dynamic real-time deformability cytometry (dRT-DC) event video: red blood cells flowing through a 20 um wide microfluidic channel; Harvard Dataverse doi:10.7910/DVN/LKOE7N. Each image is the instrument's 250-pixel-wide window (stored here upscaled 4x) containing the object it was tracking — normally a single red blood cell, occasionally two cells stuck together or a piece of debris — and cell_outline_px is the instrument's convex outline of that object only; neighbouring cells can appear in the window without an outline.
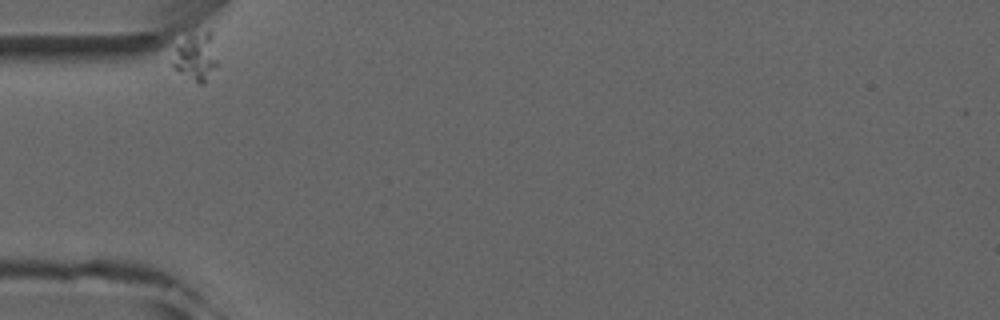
{"species": "common noctule bat (a hibernating species)", "species_latin": "Nyctalus noctula", "temperature_condition": "room temperature", "stored_images_in_passage": 9, "camera_frame_rate_fps": 3000, "um_per_image_px": 0.085, "animal": {"sex": "male", "forearm_length_mm": 52.5}, "frame": {"image": 1, "passage_image": 1, "time_ms": 0.0, "image_size_px": [1000, 320], "cell_outline_px": [[220, 64], [204, 84], [196, 84], [172, 68], [172, 64], [176, 44], [188, 36], [208, 28], [212, 28]], "centroid_in_image_um": [16.73, 4.81], "position_along_channel_um": 68.3, "area_um2": 13.47}}
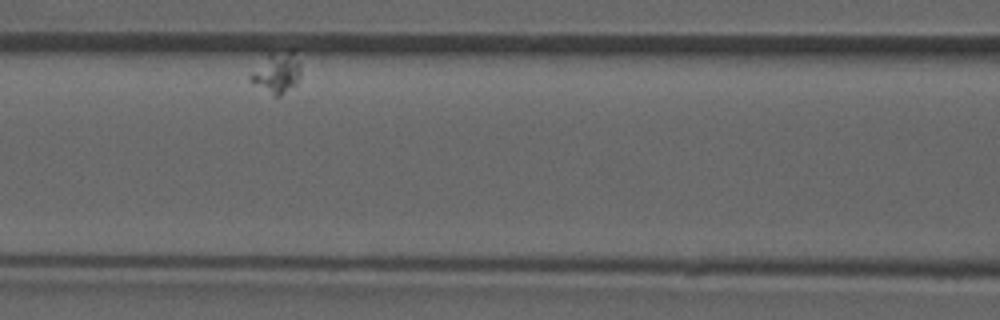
{"frame": {"image": 2, "passage_image": 4, "time_ms": 3.333, "image_size_px": [1000, 320], "cell_outline_px": [[300, 76], [296, 84], [280, 96], [272, 96], [248, 80], [248, 76], [268, 52], [292, 48], [296, 48], [300, 64]], "centroid_in_image_um": [23.55, 6.11], "position_along_channel_um": 143.0, "area_um2": 12.6}}
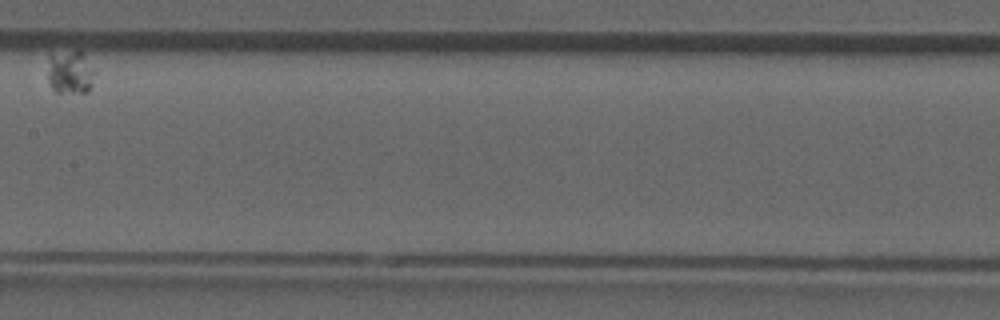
{"frame": {"image": 3, "passage_image": 6, "time_ms": 5.667, "image_size_px": [1000, 320], "cell_outline_px": [[96, 72], [92, 84], [88, 92], [56, 92], [52, 88], [48, 80], [48, 52], [84, 52]], "centroid_in_image_um": [5.96, 6.12], "position_along_channel_um": 201.4, "area_um2": 12.2}}